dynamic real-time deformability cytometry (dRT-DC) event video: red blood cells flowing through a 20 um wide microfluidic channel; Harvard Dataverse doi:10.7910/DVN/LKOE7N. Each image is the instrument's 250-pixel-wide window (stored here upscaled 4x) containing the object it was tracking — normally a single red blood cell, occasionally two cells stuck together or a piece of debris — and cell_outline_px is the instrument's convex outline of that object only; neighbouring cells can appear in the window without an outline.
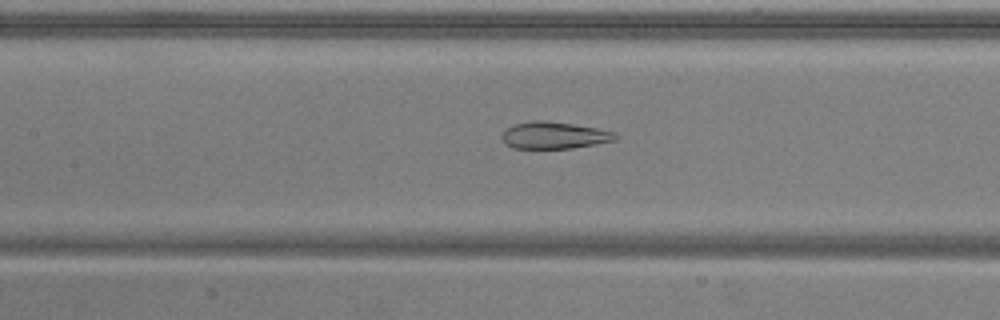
{"species": "common noctule bat (a hibernating species)", "species_latin": "Nyctalus noctula", "temperature_condition": "warm", "stored_images_in_passage": 53, "camera_frame_rate_fps": 3000, "um_per_image_px": 0.085, "animal": {"sex": "male", "body_mass_g": 20.5, "forearm_length_mm": 52.5}, "frame": {"image": 1, "passage_image": 24, "time_ms": 7.667, "image_size_px": [1000, 320], "cell_outline_px": [[620, 136], [616, 140], [572, 148], [512, 148], [504, 144], [500, 136], [512, 124], [532, 120], [544, 120], [572, 124], [596, 128], [616, 132]], "centroid_in_image_um": [47.09, 11.5], "position_along_channel_um": 160.3, "area_um2": 17.92}}
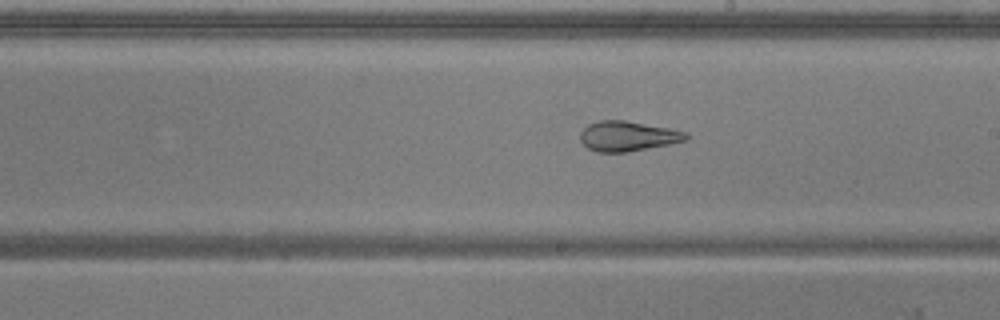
{"frame": {"image": 2, "passage_image": 30, "time_ms": 9.667, "image_size_px": [1000, 320], "cell_outline_px": [[688, 140], [628, 152], [596, 152], [588, 148], [580, 140], [580, 132], [588, 124], [600, 120], [624, 120], [672, 128], [688, 132]], "centroid_in_image_um": [53.37, 11.56], "position_along_channel_um": 235.6, "area_um2": 18.61}}
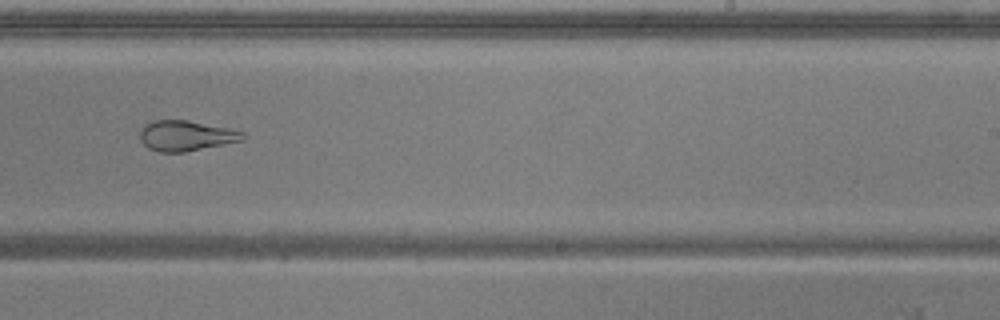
{"frame": {"image": 3, "passage_image": 33, "time_ms": 10.667, "image_size_px": [1000, 320], "cell_outline_px": [[248, 136], [244, 140], [184, 152], [160, 152], [148, 148], [140, 140], [140, 132], [144, 124], [156, 120], [188, 120], [228, 128], [244, 132]], "centroid_in_image_um": [15.82, 11.53], "position_along_channel_um": 273.2, "area_um2": 18.21}, "authors_computed_cell_mechanics": {"area_um2": 24.854, "velocity_mm_per_s": 3.7762, "shape_relaxation_time_tau1_ms": null, "shape_relaxation_time_tau2_ms": 2.3772, "deformation_change_tau1": null, "deformation_change_tau2": 0.0961}}